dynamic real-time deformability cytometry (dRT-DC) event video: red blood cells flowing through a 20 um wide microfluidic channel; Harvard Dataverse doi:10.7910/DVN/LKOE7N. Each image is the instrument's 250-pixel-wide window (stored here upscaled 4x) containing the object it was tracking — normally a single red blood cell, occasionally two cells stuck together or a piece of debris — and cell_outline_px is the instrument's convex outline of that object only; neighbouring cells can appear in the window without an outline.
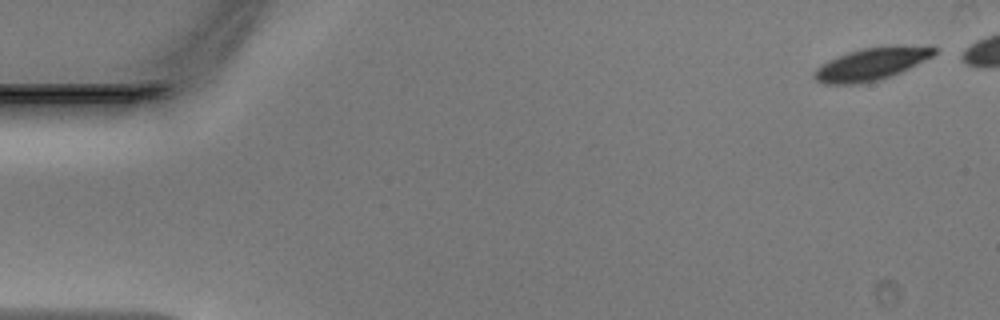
{"species": "Egyptian fruit bat (a non-hibernating species)", "species_latin": "Rousettus aegyptiacus", "temperature_condition": "warm", "stored_images_in_passage": 8, "camera_frame_rate_fps": 3000, "um_per_image_px": 0.085, "animal": {"sex": "male"}, "frame": {"image": 1, "passage_image": 1, "time_ms": 0.0, "image_size_px": [1000, 320], "cell_outline_px": [[936, 52], [932, 56], [900, 72], [880, 80], [856, 84], [824, 84], [816, 80], [812, 76], [812, 72], [816, 68], [828, 60], [848, 52], [864, 48], [892, 44], [928, 44], [936, 48]], "centroid_in_image_um": [74.1, 5.4], "position_along_channel_um": 10.9, "area_um2": 23.12}}